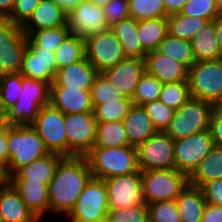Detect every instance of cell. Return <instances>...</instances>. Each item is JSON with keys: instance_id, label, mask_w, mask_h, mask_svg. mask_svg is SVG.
<instances>
[{"instance_id": "obj_1", "label": "cell", "mask_w": 222, "mask_h": 222, "mask_svg": "<svg viewBox=\"0 0 222 222\" xmlns=\"http://www.w3.org/2000/svg\"><path fill=\"white\" fill-rule=\"evenodd\" d=\"M92 177L85 156L64 157L48 185L49 210L68 216Z\"/></svg>"}, {"instance_id": "obj_2", "label": "cell", "mask_w": 222, "mask_h": 222, "mask_svg": "<svg viewBox=\"0 0 222 222\" xmlns=\"http://www.w3.org/2000/svg\"><path fill=\"white\" fill-rule=\"evenodd\" d=\"M92 176L105 180L109 177L134 173L139 170L134 146L93 147L86 155Z\"/></svg>"}, {"instance_id": "obj_3", "label": "cell", "mask_w": 222, "mask_h": 222, "mask_svg": "<svg viewBox=\"0 0 222 222\" xmlns=\"http://www.w3.org/2000/svg\"><path fill=\"white\" fill-rule=\"evenodd\" d=\"M7 147L10 156L5 168L7 177L49 153L32 125L7 126Z\"/></svg>"}, {"instance_id": "obj_4", "label": "cell", "mask_w": 222, "mask_h": 222, "mask_svg": "<svg viewBox=\"0 0 222 222\" xmlns=\"http://www.w3.org/2000/svg\"><path fill=\"white\" fill-rule=\"evenodd\" d=\"M190 96L216 105H222V58L196 61L188 68Z\"/></svg>"}, {"instance_id": "obj_5", "label": "cell", "mask_w": 222, "mask_h": 222, "mask_svg": "<svg viewBox=\"0 0 222 222\" xmlns=\"http://www.w3.org/2000/svg\"><path fill=\"white\" fill-rule=\"evenodd\" d=\"M22 91L15 105L7 110L10 125H31L42 106L50 104V85L22 76Z\"/></svg>"}, {"instance_id": "obj_6", "label": "cell", "mask_w": 222, "mask_h": 222, "mask_svg": "<svg viewBox=\"0 0 222 222\" xmlns=\"http://www.w3.org/2000/svg\"><path fill=\"white\" fill-rule=\"evenodd\" d=\"M142 175V196L146 204L176 199L189 184V178L175 168L145 170Z\"/></svg>"}, {"instance_id": "obj_7", "label": "cell", "mask_w": 222, "mask_h": 222, "mask_svg": "<svg viewBox=\"0 0 222 222\" xmlns=\"http://www.w3.org/2000/svg\"><path fill=\"white\" fill-rule=\"evenodd\" d=\"M213 107L209 102L191 98L175 110L164 132L173 140H178L208 130Z\"/></svg>"}, {"instance_id": "obj_8", "label": "cell", "mask_w": 222, "mask_h": 222, "mask_svg": "<svg viewBox=\"0 0 222 222\" xmlns=\"http://www.w3.org/2000/svg\"><path fill=\"white\" fill-rule=\"evenodd\" d=\"M31 125L37 131L49 152L68 157L65 114L48 104L40 108Z\"/></svg>"}, {"instance_id": "obj_9", "label": "cell", "mask_w": 222, "mask_h": 222, "mask_svg": "<svg viewBox=\"0 0 222 222\" xmlns=\"http://www.w3.org/2000/svg\"><path fill=\"white\" fill-rule=\"evenodd\" d=\"M108 210L105 182L92 177L68 216L75 222H105Z\"/></svg>"}, {"instance_id": "obj_10", "label": "cell", "mask_w": 222, "mask_h": 222, "mask_svg": "<svg viewBox=\"0 0 222 222\" xmlns=\"http://www.w3.org/2000/svg\"><path fill=\"white\" fill-rule=\"evenodd\" d=\"M27 36L21 25L0 18V75L19 73Z\"/></svg>"}, {"instance_id": "obj_11", "label": "cell", "mask_w": 222, "mask_h": 222, "mask_svg": "<svg viewBox=\"0 0 222 222\" xmlns=\"http://www.w3.org/2000/svg\"><path fill=\"white\" fill-rule=\"evenodd\" d=\"M214 146L209 129L186 138L174 140L175 169L188 177Z\"/></svg>"}, {"instance_id": "obj_12", "label": "cell", "mask_w": 222, "mask_h": 222, "mask_svg": "<svg viewBox=\"0 0 222 222\" xmlns=\"http://www.w3.org/2000/svg\"><path fill=\"white\" fill-rule=\"evenodd\" d=\"M174 140L165 132L158 131L136 147L140 171L175 168Z\"/></svg>"}, {"instance_id": "obj_13", "label": "cell", "mask_w": 222, "mask_h": 222, "mask_svg": "<svg viewBox=\"0 0 222 222\" xmlns=\"http://www.w3.org/2000/svg\"><path fill=\"white\" fill-rule=\"evenodd\" d=\"M86 59L99 73L125 58L120 40L111 29L85 39Z\"/></svg>"}, {"instance_id": "obj_14", "label": "cell", "mask_w": 222, "mask_h": 222, "mask_svg": "<svg viewBox=\"0 0 222 222\" xmlns=\"http://www.w3.org/2000/svg\"><path fill=\"white\" fill-rule=\"evenodd\" d=\"M96 126L93 112L65 114L68 157L85 156L94 147Z\"/></svg>"}, {"instance_id": "obj_15", "label": "cell", "mask_w": 222, "mask_h": 222, "mask_svg": "<svg viewBox=\"0 0 222 222\" xmlns=\"http://www.w3.org/2000/svg\"><path fill=\"white\" fill-rule=\"evenodd\" d=\"M104 182L107 188L109 209H126L144 203L140 170L109 177Z\"/></svg>"}, {"instance_id": "obj_16", "label": "cell", "mask_w": 222, "mask_h": 222, "mask_svg": "<svg viewBox=\"0 0 222 222\" xmlns=\"http://www.w3.org/2000/svg\"><path fill=\"white\" fill-rule=\"evenodd\" d=\"M67 24L70 34H77L83 39L110 29L103 8L88 0L83 1L67 13Z\"/></svg>"}, {"instance_id": "obj_17", "label": "cell", "mask_w": 222, "mask_h": 222, "mask_svg": "<svg viewBox=\"0 0 222 222\" xmlns=\"http://www.w3.org/2000/svg\"><path fill=\"white\" fill-rule=\"evenodd\" d=\"M145 72V59L125 57L102 74L125 98L132 100L138 81Z\"/></svg>"}, {"instance_id": "obj_18", "label": "cell", "mask_w": 222, "mask_h": 222, "mask_svg": "<svg viewBox=\"0 0 222 222\" xmlns=\"http://www.w3.org/2000/svg\"><path fill=\"white\" fill-rule=\"evenodd\" d=\"M56 72L55 54L35 47L27 39V47L21 63V75L34 80H41L51 85Z\"/></svg>"}, {"instance_id": "obj_19", "label": "cell", "mask_w": 222, "mask_h": 222, "mask_svg": "<svg viewBox=\"0 0 222 222\" xmlns=\"http://www.w3.org/2000/svg\"><path fill=\"white\" fill-rule=\"evenodd\" d=\"M99 74L86 57L74 64L58 69L50 87H64L90 91L95 77Z\"/></svg>"}, {"instance_id": "obj_20", "label": "cell", "mask_w": 222, "mask_h": 222, "mask_svg": "<svg viewBox=\"0 0 222 222\" xmlns=\"http://www.w3.org/2000/svg\"><path fill=\"white\" fill-rule=\"evenodd\" d=\"M145 69L162 83L188 81V68L157 50L146 54Z\"/></svg>"}, {"instance_id": "obj_21", "label": "cell", "mask_w": 222, "mask_h": 222, "mask_svg": "<svg viewBox=\"0 0 222 222\" xmlns=\"http://www.w3.org/2000/svg\"><path fill=\"white\" fill-rule=\"evenodd\" d=\"M50 104L63 114L93 112L90 91L50 87Z\"/></svg>"}, {"instance_id": "obj_22", "label": "cell", "mask_w": 222, "mask_h": 222, "mask_svg": "<svg viewBox=\"0 0 222 222\" xmlns=\"http://www.w3.org/2000/svg\"><path fill=\"white\" fill-rule=\"evenodd\" d=\"M8 182L38 219H41L49 210L47 184L41 181H29V179H8Z\"/></svg>"}, {"instance_id": "obj_23", "label": "cell", "mask_w": 222, "mask_h": 222, "mask_svg": "<svg viewBox=\"0 0 222 222\" xmlns=\"http://www.w3.org/2000/svg\"><path fill=\"white\" fill-rule=\"evenodd\" d=\"M67 12L53 0H41L33 14L21 26L24 32L65 26Z\"/></svg>"}, {"instance_id": "obj_24", "label": "cell", "mask_w": 222, "mask_h": 222, "mask_svg": "<svg viewBox=\"0 0 222 222\" xmlns=\"http://www.w3.org/2000/svg\"><path fill=\"white\" fill-rule=\"evenodd\" d=\"M0 216L4 222L39 221L9 182L0 188Z\"/></svg>"}, {"instance_id": "obj_25", "label": "cell", "mask_w": 222, "mask_h": 222, "mask_svg": "<svg viewBox=\"0 0 222 222\" xmlns=\"http://www.w3.org/2000/svg\"><path fill=\"white\" fill-rule=\"evenodd\" d=\"M123 124L130 146L137 147L158 131L141 105L133 104L124 117Z\"/></svg>"}, {"instance_id": "obj_26", "label": "cell", "mask_w": 222, "mask_h": 222, "mask_svg": "<svg viewBox=\"0 0 222 222\" xmlns=\"http://www.w3.org/2000/svg\"><path fill=\"white\" fill-rule=\"evenodd\" d=\"M63 158L64 156L60 154L49 152L28 165L22 166L8 179H29V181H41L49 185Z\"/></svg>"}, {"instance_id": "obj_27", "label": "cell", "mask_w": 222, "mask_h": 222, "mask_svg": "<svg viewBox=\"0 0 222 222\" xmlns=\"http://www.w3.org/2000/svg\"><path fill=\"white\" fill-rule=\"evenodd\" d=\"M194 61H211L222 58L215 32L214 20L206 23L190 40Z\"/></svg>"}, {"instance_id": "obj_28", "label": "cell", "mask_w": 222, "mask_h": 222, "mask_svg": "<svg viewBox=\"0 0 222 222\" xmlns=\"http://www.w3.org/2000/svg\"><path fill=\"white\" fill-rule=\"evenodd\" d=\"M175 200L182 222H201L206 200L199 187L188 184Z\"/></svg>"}, {"instance_id": "obj_29", "label": "cell", "mask_w": 222, "mask_h": 222, "mask_svg": "<svg viewBox=\"0 0 222 222\" xmlns=\"http://www.w3.org/2000/svg\"><path fill=\"white\" fill-rule=\"evenodd\" d=\"M188 178L189 185L199 188L207 182L222 179V146L214 145Z\"/></svg>"}, {"instance_id": "obj_30", "label": "cell", "mask_w": 222, "mask_h": 222, "mask_svg": "<svg viewBox=\"0 0 222 222\" xmlns=\"http://www.w3.org/2000/svg\"><path fill=\"white\" fill-rule=\"evenodd\" d=\"M137 27L138 21L128 17L114 24L110 29L120 40L125 57L145 59L147 53L138 41Z\"/></svg>"}, {"instance_id": "obj_31", "label": "cell", "mask_w": 222, "mask_h": 222, "mask_svg": "<svg viewBox=\"0 0 222 222\" xmlns=\"http://www.w3.org/2000/svg\"><path fill=\"white\" fill-rule=\"evenodd\" d=\"M167 34V18L138 21L137 37L146 53L155 51Z\"/></svg>"}, {"instance_id": "obj_32", "label": "cell", "mask_w": 222, "mask_h": 222, "mask_svg": "<svg viewBox=\"0 0 222 222\" xmlns=\"http://www.w3.org/2000/svg\"><path fill=\"white\" fill-rule=\"evenodd\" d=\"M128 145V136L123 121L97 122L94 147L116 148Z\"/></svg>"}, {"instance_id": "obj_33", "label": "cell", "mask_w": 222, "mask_h": 222, "mask_svg": "<svg viewBox=\"0 0 222 222\" xmlns=\"http://www.w3.org/2000/svg\"><path fill=\"white\" fill-rule=\"evenodd\" d=\"M208 22L207 19L177 13L167 17V31L170 36L190 41Z\"/></svg>"}, {"instance_id": "obj_34", "label": "cell", "mask_w": 222, "mask_h": 222, "mask_svg": "<svg viewBox=\"0 0 222 222\" xmlns=\"http://www.w3.org/2000/svg\"><path fill=\"white\" fill-rule=\"evenodd\" d=\"M24 33L35 47L54 53L70 34V31L68 24H66L61 27Z\"/></svg>"}, {"instance_id": "obj_35", "label": "cell", "mask_w": 222, "mask_h": 222, "mask_svg": "<svg viewBox=\"0 0 222 222\" xmlns=\"http://www.w3.org/2000/svg\"><path fill=\"white\" fill-rule=\"evenodd\" d=\"M156 50L174 61L184 64L187 68L195 62L189 40L176 38L167 34L159 43Z\"/></svg>"}, {"instance_id": "obj_36", "label": "cell", "mask_w": 222, "mask_h": 222, "mask_svg": "<svg viewBox=\"0 0 222 222\" xmlns=\"http://www.w3.org/2000/svg\"><path fill=\"white\" fill-rule=\"evenodd\" d=\"M54 54L57 70L79 62L86 57L85 39L77 34H69Z\"/></svg>"}, {"instance_id": "obj_37", "label": "cell", "mask_w": 222, "mask_h": 222, "mask_svg": "<svg viewBox=\"0 0 222 222\" xmlns=\"http://www.w3.org/2000/svg\"><path fill=\"white\" fill-rule=\"evenodd\" d=\"M190 99L188 81L163 83L159 100L167 107L178 110Z\"/></svg>"}, {"instance_id": "obj_38", "label": "cell", "mask_w": 222, "mask_h": 222, "mask_svg": "<svg viewBox=\"0 0 222 222\" xmlns=\"http://www.w3.org/2000/svg\"><path fill=\"white\" fill-rule=\"evenodd\" d=\"M130 17L136 21L167 18L163 0H129Z\"/></svg>"}, {"instance_id": "obj_39", "label": "cell", "mask_w": 222, "mask_h": 222, "mask_svg": "<svg viewBox=\"0 0 222 222\" xmlns=\"http://www.w3.org/2000/svg\"><path fill=\"white\" fill-rule=\"evenodd\" d=\"M132 105V100L128 98L96 105L93 108L94 118L97 122L123 121Z\"/></svg>"}, {"instance_id": "obj_40", "label": "cell", "mask_w": 222, "mask_h": 222, "mask_svg": "<svg viewBox=\"0 0 222 222\" xmlns=\"http://www.w3.org/2000/svg\"><path fill=\"white\" fill-rule=\"evenodd\" d=\"M90 96L93 108L96 105H101L110 101L114 102L125 99V96L120 90L114 87L102 73H99L95 77L90 89Z\"/></svg>"}, {"instance_id": "obj_41", "label": "cell", "mask_w": 222, "mask_h": 222, "mask_svg": "<svg viewBox=\"0 0 222 222\" xmlns=\"http://www.w3.org/2000/svg\"><path fill=\"white\" fill-rule=\"evenodd\" d=\"M162 85L161 81L145 72L138 81L132 103L142 106L148 102L158 100Z\"/></svg>"}, {"instance_id": "obj_42", "label": "cell", "mask_w": 222, "mask_h": 222, "mask_svg": "<svg viewBox=\"0 0 222 222\" xmlns=\"http://www.w3.org/2000/svg\"><path fill=\"white\" fill-rule=\"evenodd\" d=\"M180 13L212 21L222 14V11L217 0H188Z\"/></svg>"}, {"instance_id": "obj_43", "label": "cell", "mask_w": 222, "mask_h": 222, "mask_svg": "<svg viewBox=\"0 0 222 222\" xmlns=\"http://www.w3.org/2000/svg\"><path fill=\"white\" fill-rule=\"evenodd\" d=\"M22 88L20 72L0 75V96L7 109L16 104Z\"/></svg>"}, {"instance_id": "obj_44", "label": "cell", "mask_w": 222, "mask_h": 222, "mask_svg": "<svg viewBox=\"0 0 222 222\" xmlns=\"http://www.w3.org/2000/svg\"><path fill=\"white\" fill-rule=\"evenodd\" d=\"M149 222H182L176 200L147 204Z\"/></svg>"}, {"instance_id": "obj_45", "label": "cell", "mask_w": 222, "mask_h": 222, "mask_svg": "<svg viewBox=\"0 0 222 222\" xmlns=\"http://www.w3.org/2000/svg\"><path fill=\"white\" fill-rule=\"evenodd\" d=\"M105 222H149L147 204L144 202L126 209H109Z\"/></svg>"}, {"instance_id": "obj_46", "label": "cell", "mask_w": 222, "mask_h": 222, "mask_svg": "<svg viewBox=\"0 0 222 222\" xmlns=\"http://www.w3.org/2000/svg\"><path fill=\"white\" fill-rule=\"evenodd\" d=\"M157 131H165L173 118L175 110L167 107L159 99L142 105Z\"/></svg>"}, {"instance_id": "obj_47", "label": "cell", "mask_w": 222, "mask_h": 222, "mask_svg": "<svg viewBox=\"0 0 222 222\" xmlns=\"http://www.w3.org/2000/svg\"><path fill=\"white\" fill-rule=\"evenodd\" d=\"M129 0H111L102 7L109 28L123 19L130 17Z\"/></svg>"}, {"instance_id": "obj_48", "label": "cell", "mask_w": 222, "mask_h": 222, "mask_svg": "<svg viewBox=\"0 0 222 222\" xmlns=\"http://www.w3.org/2000/svg\"><path fill=\"white\" fill-rule=\"evenodd\" d=\"M40 2L41 0H15L14 8L7 19L22 26Z\"/></svg>"}, {"instance_id": "obj_49", "label": "cell", "mask_w": 222, "mask_h": 222, "mask_svg": "<svg viewBox=\"0 0 222 222\" xmlns=\"http://www.w3.org/2000/svg\"><path fill=\"white\" fill-rule=\"evenodd\" d=\"M200 189L206 203L222 206V179L213 180L203 184Z\"/></svg>"}, {"instance_id": "obj_50", "label": "cell", "mask_w": 222, "mask_h": 222, "mask_svg": "<svg viewBox=\"0 0 222 222\" xmlns=\"http://www.w3.org/2000/svg\"><path fill=\"white\" fill-rule=\"evenodd\" d=\"M209 131L214 145L222 146V105L213 107L210 116Z\"/></svg>"}, {"instance_id": "obj_51", "label": "cell", "mask_w": 222, "mask_h": 222, "mask_svg": "<svg viewBox=\"0 0 222 222\" xmlns=\"http://www.w3.org/2000/svg\"><path fill=\"white\" fill-rule=\"evenodd\" d=\"M201 222H222V206L206 203Z\"/></svg>"}, {"instance_id": "obj_52", "label": "cell", "mask_w": 222, "mask_h": 222, "mask_svg": "<svg viewBox=\"0 0 222 222\" xmlns=\"http://www.w3.org/2000/svg\"><path fill=\"white\" fill-rule=\"evenodd\" d=\"M10 156L7 147V126H0V165L6 168Z\"/></svg>"}, {"instance_id": "obj_53", "label": "cell", "mask_w": 222, "mask_h": 222, "mask_svg": "<svg viewBox=\"0 0 222 222\" xmlns=\"http://www.w3.org/2000/svg\"><path fill=\"white\" fill-rule=\"evenodd\" d=\"M188 0H163L167 16L180 13Z\"/></svg>"}, {"instance_id": "obj_54", "label": "cell", "mask_w": 222, "mask_h": 222, "mask_svg": "<svg viewBox=\"0 0 222 222\" xmlns=\"http://www.w3.org/2000/svg\"><path fill=\"white\" fill-rule=\"evenodd\" d=\"M15 0H0V18H7L13 8Z\"/></svg>"}, {"instance_id": "obj_55", "label": "cell", "mask_w": 222, "mask_h": 222, "mask_svg": "<svg viewBox=\"0 0 222 222\" xmlns=\"http://www.w3.org/2000/svg\"><path fill=\"white\" fill-rule=\"evenodd\" d=\"M214 25H215L216 37H217L218 45L220 49V54L222 56V14H220L214 19Z\"/></svg>"}, {"instance_id": "obj_56", "label": "cell", "mask_w": 222, "mask_h": 222, "mask_svg": "<svg viewBox=\"0 0 222 222\" xmlns=\"http://www.w3.org/2000/svg\"><path fill=\"white\" fill-rule=\"evenodd\" d=\"M57 5L61 6L67 13L74 8L75 6H78L80 3H82L85 0H53Z\"/></svg>"}, {"instance_id": "obj_57", "label": "cell", "mask_w": 222, "mask_h": 222, "mask_svg": "<svg viewBox=\"0 0 222 222\" xmlns=\"http://www.w3.org/2000/svg\"><path fill=\"white\" fill-rule=\"evenodd\" d=\"M7 108L0 96V126H10L7 120Z\"/></svg>"}, {"instance_id": "obj_58", "label": "cell", "mask_w": 222, "mask_h": 222, "mask_svg": "<svg viewBox=\"0 0 222 222\" xmlns=\"http://www.w3.org/2000/svg\"><path fill=\"white\" fill-rule=\"evenodd\" d=\"M8 182V177L5 172V168L0 165V188Z\"/></svg>"}, {"instance_id": "obj_59", "label": "cell", "mask_w": 222, "mask_h": 222, "mask_svg": "<svg viewBox=\"0 0 222 222\" xmlns=\"http://www.w3.org/2000/svg\"><path fill=\"white\" fill-rule=\"evenodd\" d=\"M88 1L91 2V3L96 4L97 6L104 7L111 0H88Z\"/></svg>"}, {"instance_id": "obj_60", "label": "cell", "mask_w": 222, "mask_h": 222, "mask_svg": "<svg viewBox=\"0 0 222 222\" xmlns=\"http://www.w3.org/2000/svg\"><path fill=\"white\" fill-rule=\"evenodd\" d=\"M217 2H218L219 7H220V9H221V11H222V0H217Z\"/></svg>"}, {"instance_id": "obj_61", "label": "cell", "mask_w": 222, "mask_h": 222, "mask_svg": "<svg viewBox=\"0 0 222 222\" xmlns=\"http://www.w3.org/2000/svg\"><path fill=\"white\" fill-rule=\"evenodd\" d=\"M0 222H4V221H3V218H2L1 216H0Z\"/></svg>"}]
</instances>
